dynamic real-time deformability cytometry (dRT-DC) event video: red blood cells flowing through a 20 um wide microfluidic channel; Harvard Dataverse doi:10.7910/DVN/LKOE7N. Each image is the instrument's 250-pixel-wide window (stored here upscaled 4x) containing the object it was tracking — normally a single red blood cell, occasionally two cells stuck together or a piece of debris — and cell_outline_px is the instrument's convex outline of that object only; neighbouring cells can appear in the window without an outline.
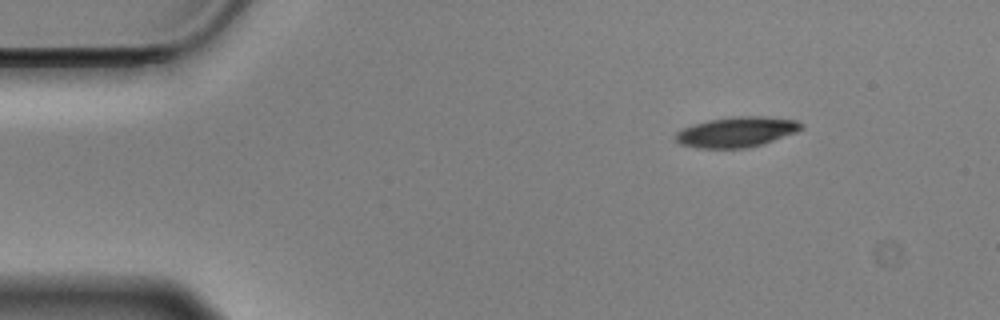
{"species": "Egyptian fruit bat (a non-hibernating species)", "species_latin": "Rousettus aegyptiacus", "temperature_condition": "cold", "stored_images_in_passage": 50, "camera_frame_rate_fps": 3000, "um_per_image_px": 0.085, "animal": {"sex": "male"}, "frame": {"image": 1, "passage_image": 1, "time_ms": 0.0, "image_size_px": [1000, 320], "cell_outline_px": [[804, 128], [796, 132], [764, 144], [748, 148], [700, 148], [680, 144], [676, 140], [676, 132], [684, 128], [708, 120], [732, 116], [760, 116], [796, 120], [804, 124]], "centroid_in_image_um": [62.66, 11.22], "position_along_channel_um": 22.3, "area_um2": 22.14}}
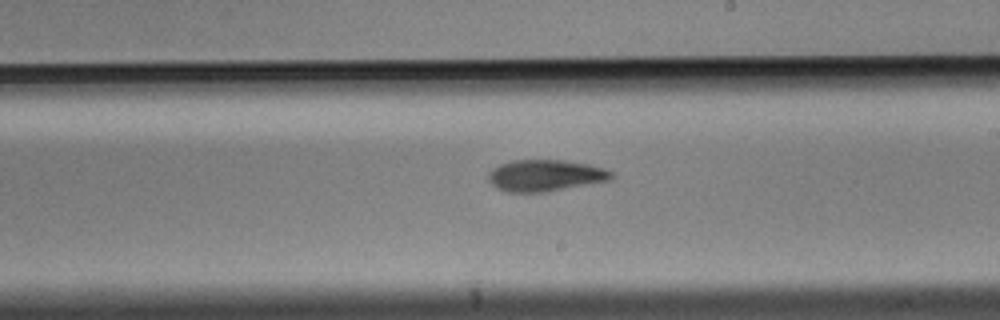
{"frame": {"image": 2, "passage_image": 26, "time_ms": 8.333, "image_size_px": [1000, 320], "cell_outline_px": [[616, 176], [608, 180], [548, 192], [508, 192], [496, 188], [488, 180], [488, 172], [492, 168], [500, 164], [512, 160], [564, 160], [588, 164], [604, 168], [612, 172]], "centroid_in_image_um": [46.33, 14.91], "position_along_channel_um": 242.7, "area_um2": 22.72}}
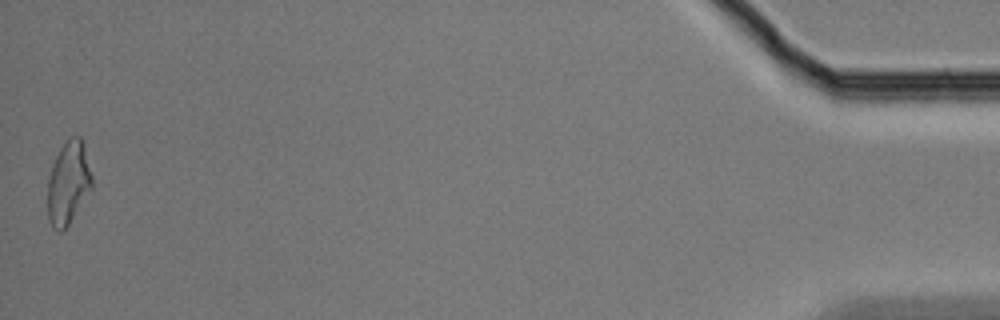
{"frame": {"image": 3, "passage_image": 50, "time_ms": 16.333, "image_size_px": [1000, 320], "cell_outline_px": [[92, 188], [68, 224], [60, 232], [56, 232], [52, 228], [48, 220], [48, 176], [52, 164], [60, 148], [72, 136], [80, 136], [84, 144], [92, 176]], "centroid_in_image_um": [5.8, 15.55], "position_along_channel_um": 429.4, "area_um2": 21.33}, "authors_computed_cell_mechanics": {"area_um2": 22.253, "velocity_mm_per_s": 3.5209, "shape_relaxation_time_tau1_ms": 3.6226, "shape_relaxation_time_tau2_ms": null, "deformation_change_tau1": 0.1292, "deformation_change_tau2": null}}